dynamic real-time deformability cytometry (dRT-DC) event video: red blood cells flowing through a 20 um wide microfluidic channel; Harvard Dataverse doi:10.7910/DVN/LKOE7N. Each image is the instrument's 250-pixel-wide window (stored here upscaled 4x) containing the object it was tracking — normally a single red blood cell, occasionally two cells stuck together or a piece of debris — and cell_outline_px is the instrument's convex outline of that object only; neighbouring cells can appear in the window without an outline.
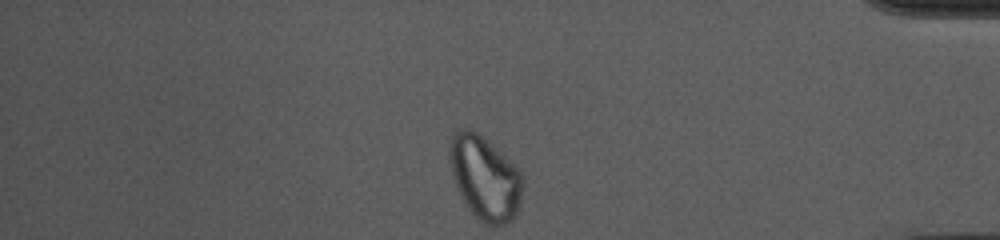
{"species": "common noctule bat (a hibernating species)", "species_latin": "Nyctalus noctula", "temperature_condition": "cold", "stored_images_in_passage": 41, "camera_frame_rate_fps": 3000, "um_per_image_px": 0.085, "animal": {"sex": "female", "body_mass_g": 10.0, "forearm_length_mm": 53.1}, "frame": {"image": 1, "passage_image": 41, "time_ms": 13.333, "image_size_px": [1000, 240], "cell_outline_px": [[524, 184], [516, 216], [512, 220], [504, 224], [488, 224], [480, 220], [472, 212], [464, 200], [456, 184], [452, 172], [448, 156], [448, 148], [452, 136], [460, 128], [472, 128], [520, 168], [524, 176]], "centroid_in_image_um": [41.25, 15.08], "position_along_channel_um": 394.0, "area_um2": 35.66}, "authors_computed_cell_mechanics": {"area_um2": 27.8596, "velocity_mm_per_s": 3.6582, "shape_relaxation_time_tau1_ms": null, "shape_relaxation_time_tau2_ms": 3.3455, "deformation_change_tau1": null, "deformation_change_tau2": 0.0962}}